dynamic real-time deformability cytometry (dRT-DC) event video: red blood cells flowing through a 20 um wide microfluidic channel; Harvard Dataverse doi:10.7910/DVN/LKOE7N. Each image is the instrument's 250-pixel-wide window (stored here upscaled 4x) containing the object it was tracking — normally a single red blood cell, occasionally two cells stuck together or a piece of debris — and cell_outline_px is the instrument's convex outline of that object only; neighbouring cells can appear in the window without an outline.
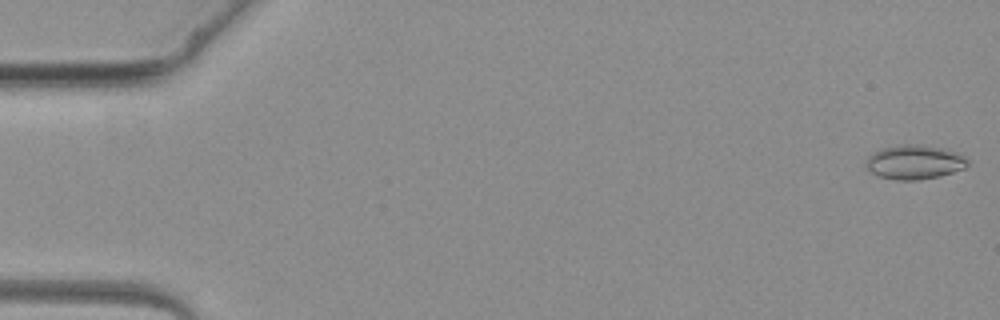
{"species": "common noctule bat (a hibernating species)", "species_latin": "Nyctalus noctula", "temperature_condition": "warm", "stored_images_in_passage": 4, "camera_frame_rate_fps": 3000, "um_per_image_px": 0.085, "animal": {"sex": "female", "body_mass_g": 19.3, "forearm_length_mm": 54.1}, "frame": {"image": 1, "passage_image": 1, "time_ms": 0.0, "image_size_px": [1000, 320], "cell_outline_px": [[972, 160], [964, 168], [940, 176], [920, 180], [896, 180], [880, 176], [872, 172], [864, 164], [868, 156], [872, 152], [880, 148], [904, 144], [920, 144], [940, 148], [956, 152]], "centroid_in_image_um": [77.73, 13.77], "position_along_channel_um": 7.3, "area_um2": 20.4}}
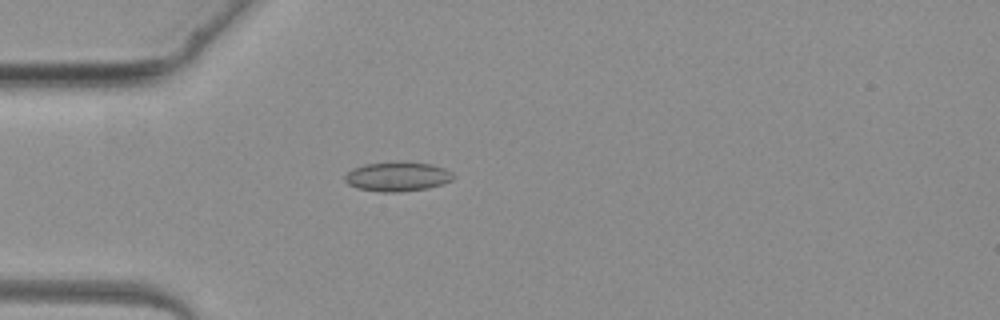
{"frame": {"image": 2, "passage_image": 4, "time_ms": 3.667, "image_size_px": [1000, 320], "cell_outline_px": [[452, 180], [428, 188], [396, 192], [380, 192], [356, 188], [348, 184], [344, 180], [344, 176], [352, 168], [364, 164], [396, 160], [400, 160], [432, 164], [444, 168], [452, 172]], "centroid_in_image_um": [33.74, 14.98], "position_along_channel_um": 51.3, "area_um2": 18.9}}